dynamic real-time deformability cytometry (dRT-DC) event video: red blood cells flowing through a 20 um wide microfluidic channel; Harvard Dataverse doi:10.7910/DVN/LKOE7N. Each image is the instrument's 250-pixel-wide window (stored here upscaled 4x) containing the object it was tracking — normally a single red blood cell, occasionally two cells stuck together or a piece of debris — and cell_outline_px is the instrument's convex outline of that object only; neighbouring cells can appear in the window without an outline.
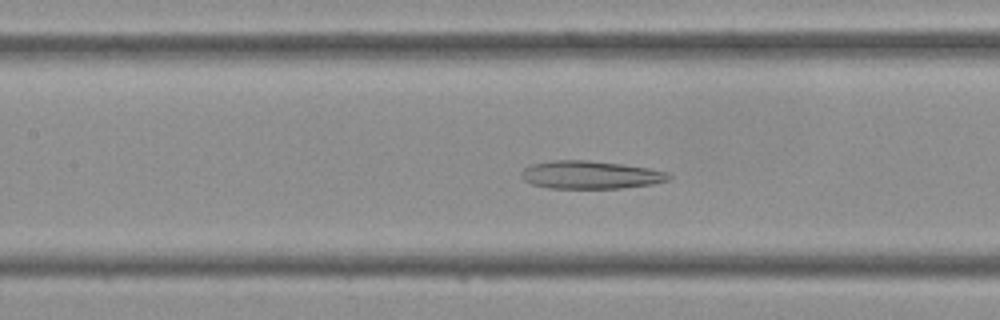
{"species": "Egyptian fruit bat (a non-hibernating species)", "species_latin": "Rousettus aegyptiacus", "temperature_condition": "cold", "stored_images_in_passage": 43, "camera_frame_rate_fps": 3000, "um_per_image_px": 0.085, "frame": {"image": 1, "passage_image": 19, "time_ms": 6.0, "image_size_px": [1000, 320], "cell_outline_px": [[672, 176], [668, 180], [652, 184], [620, 188], [548, 188], [532, 184], [524, 180], [520, 176], [520, 172], [524, 168], [532, 164], [548, 160], [588, 160], [624, 164], [648, 168], [668, 172]], "centroid_in_image_um": [50.16, 14.85], "position_along_channel_um": 157.2, "area_um2": 24.16}}
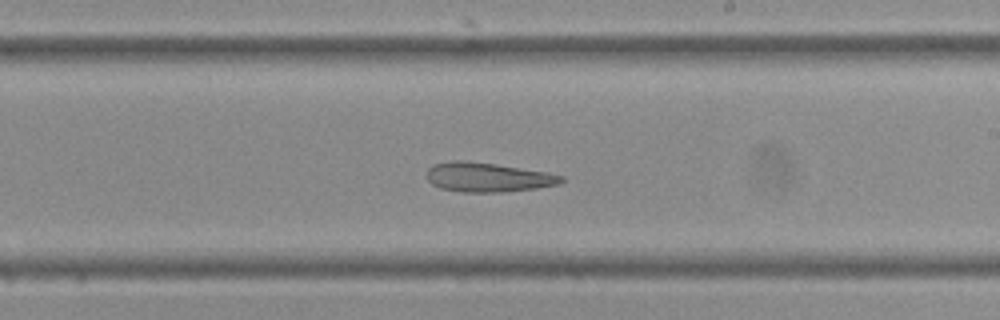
{"frame": {"image": 2, "passage_image": 25, "time_ms": 8.0, "image_size_px": [1000, 320], "cell_outline_px": [[564, 180], [560, 184], [536, 188], [500, 192], [464, 192], [440, 188], [432, 184], [428, 180], [428, 168], [432, 164], [452, 160], [464, 160], [496, 164], [548, 172], [564, 176]], "centroid_in_image_um": [41.47, 15.06], "position_along_channel_um": 247.5, "area_um2": 23.06}}
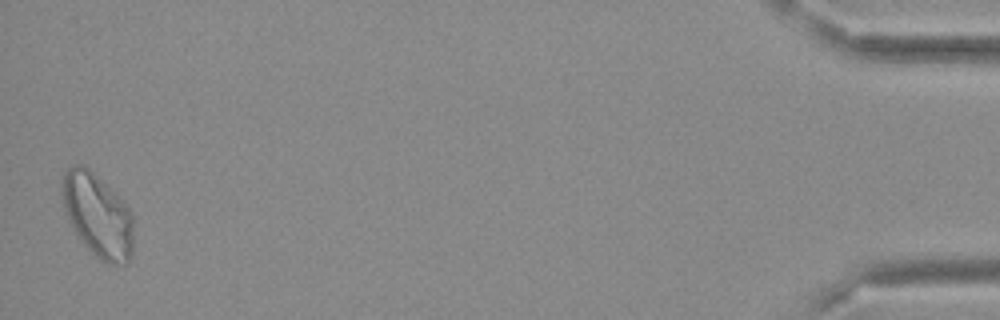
{"frame": {"image": 3, "passage_image": 43, "time_ms": 14.0, "image_size_px": [1000, 320], "cell_outline_px": [[132, 252], [128, 264], [108, 264], [100, 260], [84, 244], [68, 220], [64, 208], [60, 192], [60, 180], [64, 172], [68, 168], [76, 164], [80, 164], [88, 168], [116, 192], [120, 196], [132, 212]], "centroid_in_image_um": [8.28, 18.27], "position_along_channel_um": 426.9, "area_um2": 35.03}}